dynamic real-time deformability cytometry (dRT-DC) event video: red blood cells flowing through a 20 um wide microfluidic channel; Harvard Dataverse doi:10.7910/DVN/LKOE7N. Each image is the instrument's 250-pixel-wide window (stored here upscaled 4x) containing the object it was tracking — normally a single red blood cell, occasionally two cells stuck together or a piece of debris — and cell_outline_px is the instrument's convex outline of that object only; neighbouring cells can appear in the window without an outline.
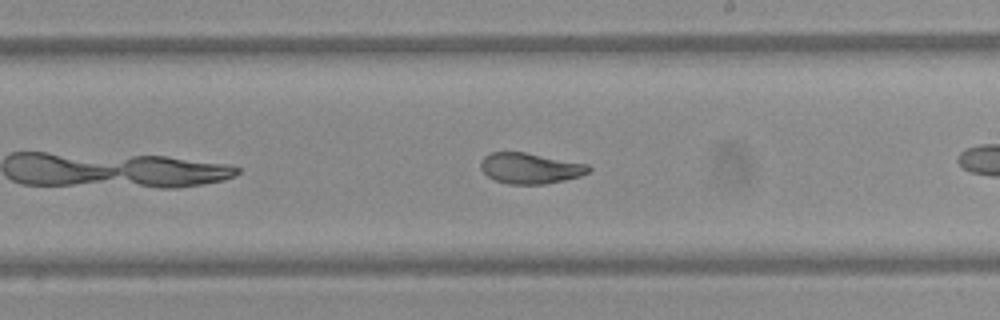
{"species": "Egyptian fruit bat (a non-hibernating species)", "species_latin": "Rousettus aegyptiacus", "temperature_condition": "warm", "stored_images_in_passage": 34, "camera_frame_rate_fps": 3000, "um_per_image_px": 0.085, "frame": {"image": 1, "passage_image": 20, "time_ms": 6.333, "image_size_px": [1000, 320], "cell_outline_px": [[592, 168], [588, 172], [580, 176], [564, 180], [544, 184], [508, 184], [496, 180], [488, 176], [480, 168], [480, 160], [484, 156], [492, 152], [524, 152], [588, 164]], "centroid_in_image_um": [45.05, 14.3], "position_along_channel_um": 243.9, "area_um2": 19.25}}